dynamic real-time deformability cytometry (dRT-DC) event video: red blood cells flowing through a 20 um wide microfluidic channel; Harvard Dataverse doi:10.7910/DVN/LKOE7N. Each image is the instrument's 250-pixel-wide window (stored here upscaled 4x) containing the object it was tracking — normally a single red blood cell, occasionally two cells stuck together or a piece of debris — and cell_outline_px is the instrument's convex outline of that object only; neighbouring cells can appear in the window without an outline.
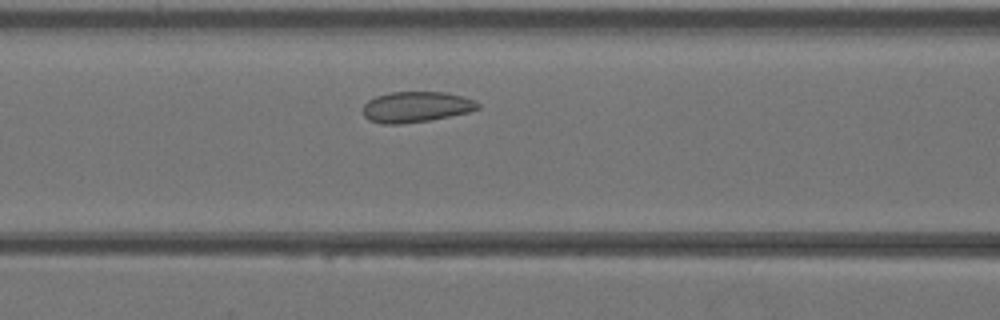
{"species": "Egyptian fruit bat (a non-hibernating species)", "species_latin": "Rousettus aegyptiacus", "temperature_condition": "warm", "stored_images_in_passage": 30, "camera_frame_rate_fps": 3000, "um_per_image_px": 0.085, "animal": {"sex": "female"}, "frame": {"image": 1, "passage_image": 6, "time_ms": 1.667, "image_size_px": [1000, 320], "cell_outline_px": [[480, 108], [468, 112], [432, 120], [400, 124], [380, 124], [368, 120], [364, 116], [364, 104], [368, 100], [376, 96], [392, 92], [444, 92], [464, 96], [480, 104]], "centroid_in_image_um": [35.36, 9.09], "position_along_channel_um": 131.2, "area_um2": 20.63}}
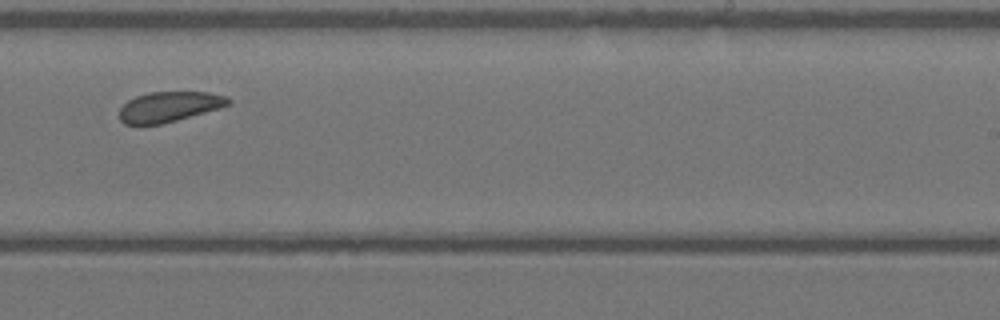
{"frame": {"image": 2, "passage_image": 15, "time_ms": 4.667, "image_size_px": [1000, 320], "cell_outline_px": [[232, 104], [220, 108], [176, 120], [160, 124], [124, 124], [120, 120], [120, 108], [128, 100], [136, 96], [148, 92], [208, 92], [228, 96], [232, 100]], "centroid_in_image_um": [14.42, 9.06], "position_along_channel_um": 274.6, "area_um2": 19.19}}
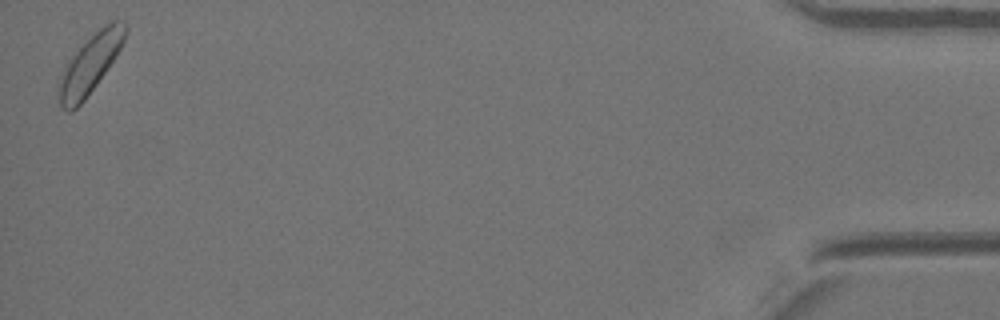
{"frame": {"image": 3, "passage_image": 30, "time_ms": 9.667, "image_size_px": [1000, 320], "cell_outline_px": [[128, 28], [124, 40], [116, 56], [96, 84], [84, 100], [72, 112], [68, 112], [60, 108], [56, 84], [60, 72], [68, 60], [100, 28], [112, 20], [124, 20], [128, 24]], "centroid_in_image_um": [7.61, 5.48], "position_along_channel_um": 427.6, "area_um2": 22.72}}